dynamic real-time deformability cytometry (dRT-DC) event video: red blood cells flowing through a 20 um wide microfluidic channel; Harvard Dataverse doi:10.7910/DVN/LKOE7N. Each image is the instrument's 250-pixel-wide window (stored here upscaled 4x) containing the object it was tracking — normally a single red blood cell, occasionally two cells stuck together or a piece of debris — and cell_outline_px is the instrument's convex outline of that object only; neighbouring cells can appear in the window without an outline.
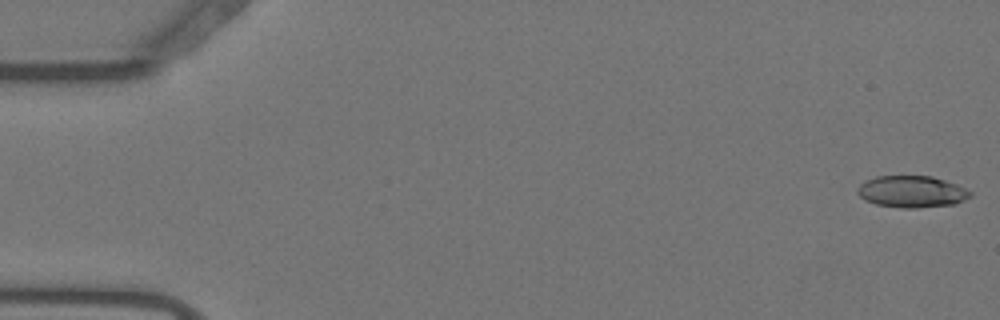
{"species": "Egyptian fruit bat (a non-hibernating species)", "species_latin": "Rousettus aegyptiacus", "temperature_condition": "warm", "stored_images_in_passage": 55, "camera_frame_rate_fps": 3000, "um_per_image_px": 0.085, "animal": {"sex": "female"}, "frame": {"image": 1, "passage_image": 1, "time_ms": 0.0, "image_size_px": [1000, 320], "cell_outline_px": [[972, 196], [956, 204], [916, 208], [904, 208], [876, 204], [864, 200], [856, 192], [856, 188], [860, 184], [876, 176], [932, 176], [956, 184], [972, 192]], "centroid_in_image_um": [77.5, 16.29], "position_along_channel_um": 7.5, "area_um2": 20.87}}
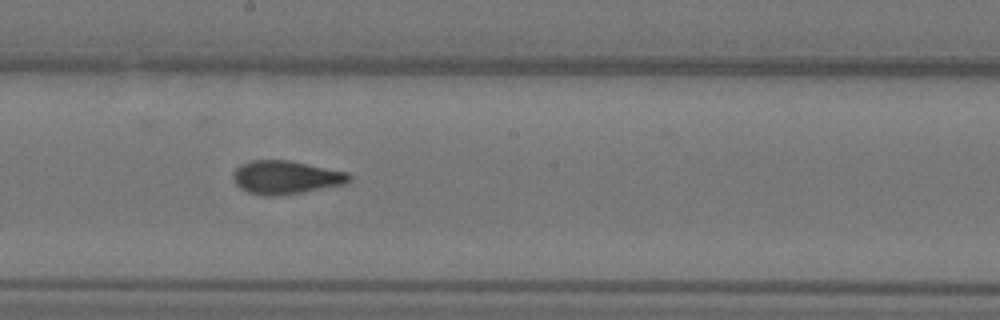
{"frame": {"image": 2, "passage_image": 30, "time_ms": 9.667, "image_size_px": [1000, 320], "cell_outline_px": [[352, 180], [348, 184], [304, 192], [272, 196], [264, 196], [248, 192], [240, 188], [236, 184], [232, 176], [236, 168], [240, 164], [252, 160], [288, 160], [348, 172], [352, 176]], "centroid_in_image_um": [24.33, 15.08], "position_along_channel_um": 223.9, "area_um2": 22.77}}
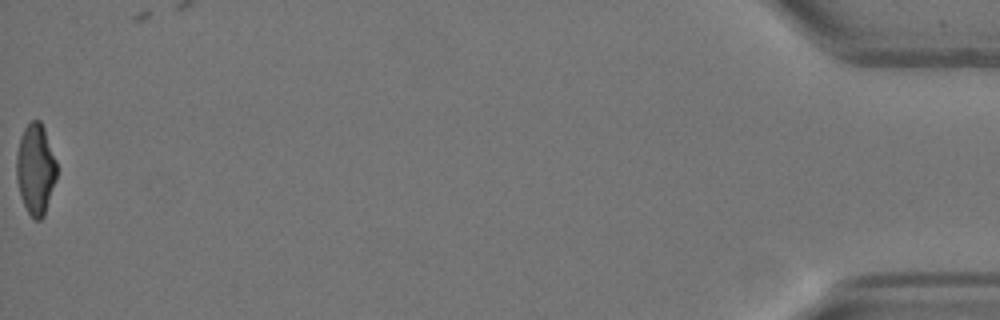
{"frame": {"image": 3, "passage_image": 55, "time_ms": 18.0, "image_size_px": [1000, 320], "cell_outline_px": [[56, 180], [44, 216], [40, 220], [36, 220], [28, 212], [20, 196], [16, 176], [16, 156], [20, 136], [24, 128], [32, 120], [40, 120], [44, 128], [56, 160]], "centroid_in_image_um": [3.02, 14.37], "position_along_channel_um": 432.2, "area_um2": 21.27}, "authors_computed_cell_mechanics": {"area_um2": 22.1952, "velocity_mm_per_s": 3.7146, "shape_relaxation_time_tau1_ms": 6.2831, "shape_relaxation_time_tau2_ms": 1.6297, "deformation_change_tau1": 0.2212, "deformation_change_tau2": 0.0739}}